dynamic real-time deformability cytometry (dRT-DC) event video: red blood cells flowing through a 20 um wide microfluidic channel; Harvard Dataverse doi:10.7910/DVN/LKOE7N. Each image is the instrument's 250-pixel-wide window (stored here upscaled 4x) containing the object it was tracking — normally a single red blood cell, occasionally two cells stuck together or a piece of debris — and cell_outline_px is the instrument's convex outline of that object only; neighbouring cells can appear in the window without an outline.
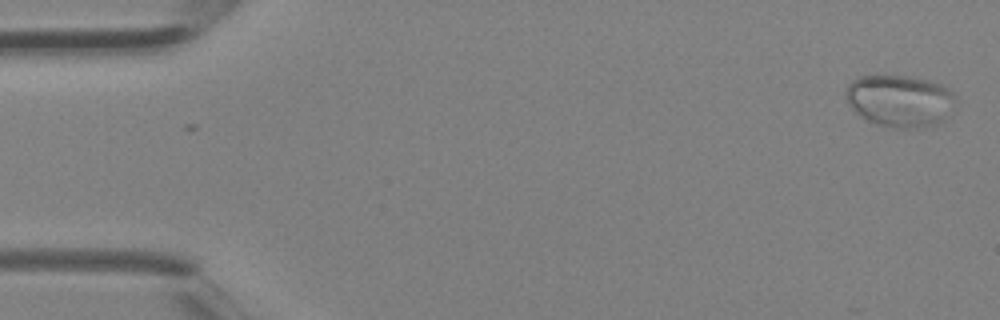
{"species": "Egyptian fruit bat (a non-hibernating species)", "species_latin": "Rousettus aegyptiacus", "temperature_condition": "room temperature", "stored_images_in_passage": 2, "camera_frame_rate_fps": 3000, "um_per_image_px": 0.085, "animal": {"sex": "female"}, "frame": {"image": 1, "passage_image": 2, "time_ms": 0.333, "image_size_px": [1000, 320], "cell_outline_px": [[952, 96], [944, 116], [932, 128], [888, 128], [868, 120], [860, 116], [848, 104], [844, 92], [848, 84], [852, 80], [860, 76], [912, 76], [944, 84], [952, 92]], "centroid_in_image_um": [76.4, 8.56], "position_along_channel_um": 8.6, "area_um2": 32.95}}